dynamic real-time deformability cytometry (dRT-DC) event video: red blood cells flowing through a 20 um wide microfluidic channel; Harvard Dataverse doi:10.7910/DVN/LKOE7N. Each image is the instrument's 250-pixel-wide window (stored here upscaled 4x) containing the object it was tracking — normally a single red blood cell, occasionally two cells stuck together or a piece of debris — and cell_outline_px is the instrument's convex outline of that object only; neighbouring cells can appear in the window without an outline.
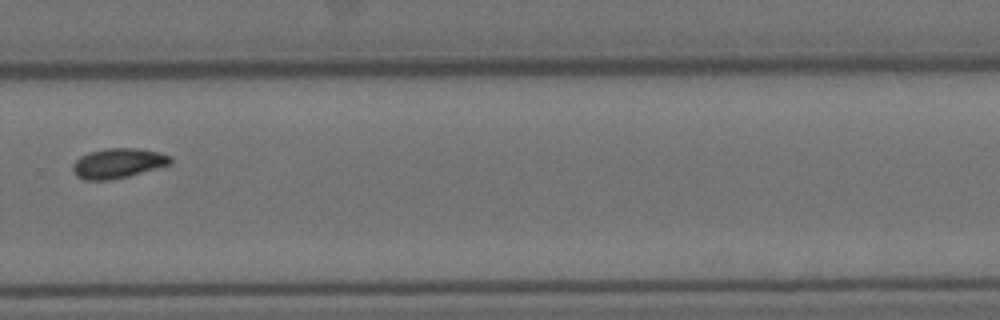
{"species": "Egyptian fruit bat (a non-hibernating species)", "species_latin": "Rousettus aegyptiacus", "temperature_condition": "cold", "stored_images_in_passage": 11, "camera_frame_rate_fps": 3000, "um_per_image_px": 0.085, "animal": {"sex": "female"}, "frame": {"image": 1, "passage_image": 11, "time_ms": 12.667, "image_size_px": [1000, 320], "cell_outline_px": [[172, 160], [168, 164], [128, 176], [112, 180], [84, 180], [76, 176], [72, 172], [72, 164], [80, 156], [88, 152], [104, 148], [140, 148], [160, 152], [172, 156]], "centroid_in_image_um": [9.98, 13.86], "position_along_channel_um": 319.8, "area_um2": 17.11}}